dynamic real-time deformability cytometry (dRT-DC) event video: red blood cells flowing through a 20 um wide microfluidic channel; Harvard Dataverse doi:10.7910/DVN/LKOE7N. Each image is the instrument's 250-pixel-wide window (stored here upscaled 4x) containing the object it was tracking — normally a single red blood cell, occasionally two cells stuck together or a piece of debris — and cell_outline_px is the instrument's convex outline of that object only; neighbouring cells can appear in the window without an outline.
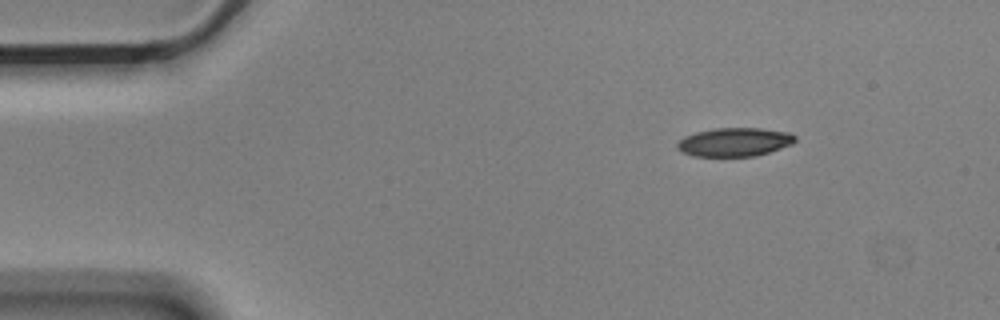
{"species": "Egyptian fruit bat (a non-hibernating species)", "species_latin": "Rousettus aegyptiacus", "temperature_condition": "cold", "stored_images_in_passage": 7, "camera_frame_rate_fps": 3000, "um_per_image_px": 0.085, "animal": {"sex": "male"}, "frame": {"image": 1, "passage_image": 1, "time_ms": 0.0, "image_size_px": [1000, 320], "cell_outline_px": [[796, 140], [792, 144], [756, 156], [692, 156], [676, 148], [676, 144], [684, 136], [696, 132], [716, 128], [760, 128], [788, 132], [796, 136]], "centroid_in_image_um": [62.43, 12.07], "position_along_channel_um": 22.6, "area_um2": 19.59}}
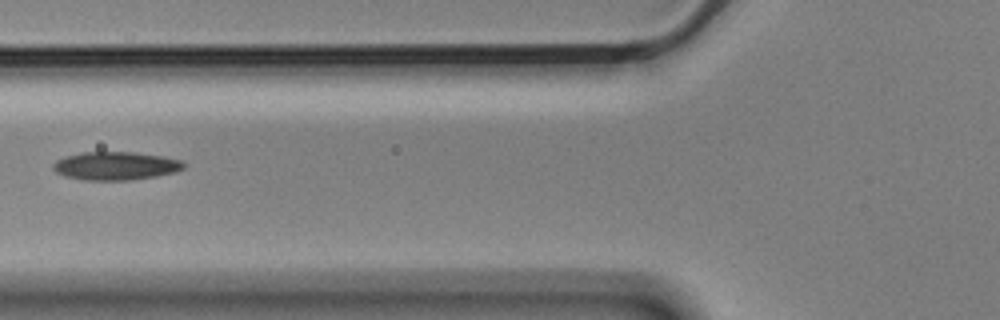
{"frame": {"image": 2, "passage_image": 5, "time_ms": 1.333, "image_size_px": [1000, 320], "cell_outline_px": [[184, 168], [176, 172], [156, 176], [132, 180], [84, 180], [64, 176], [56, 172], [52, 168], [52, 164], [56, 160], [64, 156], [80, 152], [136, 152], [164, 156], [180, 160], [184, 164]], "centroid_in_image_um": [9.8, 14.09], "position_along_channel_um": 116.0, "area_um2": 21.73}}
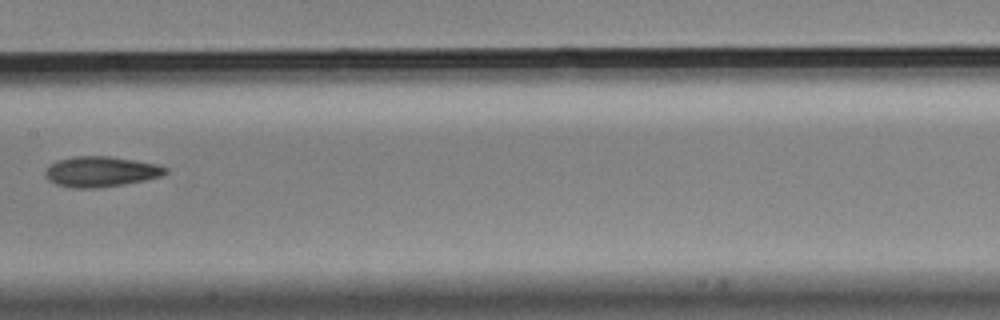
{"frame": {"image": 3, "passage_image": 7, "time_ms": 2.0, "image_size_px": [1000, 320], "cell_outline_px": [[168, 172], [160, 176], [144, 180], [124, 184], [96, 188], [72, 188], [56, 184], [48, 180], [44, 176], [44, 172], [52, 164], [60, 160], [76, 156], [108, 156], [156, 164], [168, 168]], "centroid_in_image_um": [8.56, 14.6], "position_along_channel_um": 198.8, "area_um2": 21.04}}